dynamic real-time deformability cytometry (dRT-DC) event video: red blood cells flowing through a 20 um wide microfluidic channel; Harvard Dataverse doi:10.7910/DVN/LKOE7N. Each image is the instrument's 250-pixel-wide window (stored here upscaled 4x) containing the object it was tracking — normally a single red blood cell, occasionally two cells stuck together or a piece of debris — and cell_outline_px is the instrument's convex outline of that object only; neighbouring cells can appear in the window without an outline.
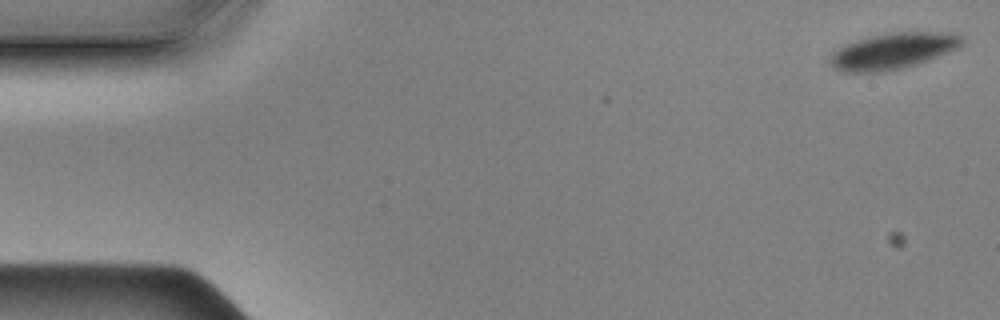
{"species": "Egyptian fruit bat (a non-hibernating species)", "species_latin": "Rousettus aegyptiacus", "temperature_condition": "cold", "stored_images_in_passage": 57, "camera_frame_rate_fps": 3000, "um_per_image_px": 0.085, "animal": {"sex": "male"}, "frame": {"image": 1, "passage_image": 1, "time_ms": 0.0, "image_size_px": [1000, 320], "cell_outline_px": [[964, 44], [956, 48], [928, 60], [904, 68], [880, 72], [844, 72], [832, 68], [828, 64], [832, 52], [856, 40], [868, 36], [892, 32], [956, 32], [964, 40]], "centroid_in_image_um": [75.89, 4.33], "position_along_channel_um": 9.1, "area_um2": 27.8}}
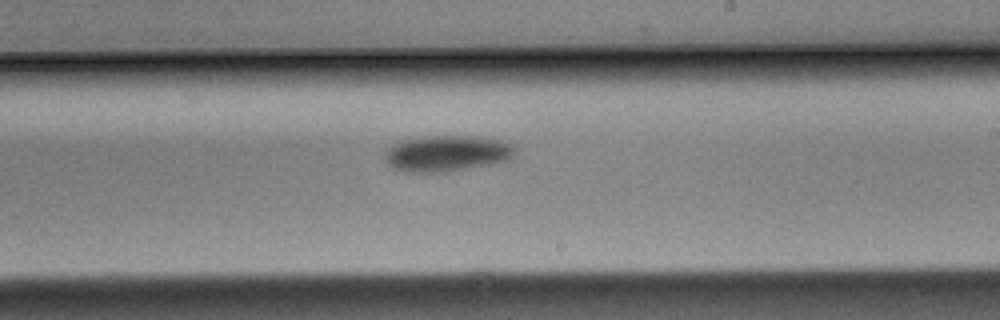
{"frame": {"image": 2, "passage_image": 33, "time_ms": 10.667, "image_size_px": [1000, 320], "cell_outline_px": [[516, 152], [508, 160], [492, 164], [444, 172], [404, 172], [392, 168], [384, 160], [384, 152], [392, 144], [404, 140], [428, 136], [480, 136], [500, 140], [512, 144], [516, 148]], "centroid_in_image_um": [37.97, 13.04], "position_along_channel_um": 251.0, "area_um2": 27.57}}
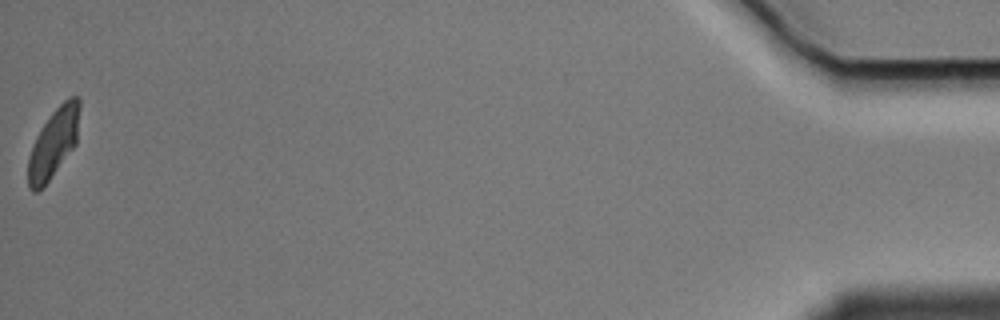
{"frame": {"image": 3, "passage_image": 57, "time_ms": 18.667, "image_size_px": [1000, 320], "cell_outline_px": [[80, 108], [76, 144], [48, 180], [36, 192], [32, 192], [28, 188], [28, 160], [32, 144], [36, 136], [52, 112], [68, 96], [80, 96]], "centroid_in_image_um": [4.56, 12.11], "position_along_channel_um": 430.6, "area_um2": 20.46}, "authors_computed_cell_mechanics": {"area_um2": 28.0908, "velocity_mm_per_s": 3.4792, "shape_relaxation_time_tau1_ms": 1.7399, "shape_relaxation_time_tau2_ms": null, "deformation_change_tau1": 0.062, "deformation_change_tau2": null}}